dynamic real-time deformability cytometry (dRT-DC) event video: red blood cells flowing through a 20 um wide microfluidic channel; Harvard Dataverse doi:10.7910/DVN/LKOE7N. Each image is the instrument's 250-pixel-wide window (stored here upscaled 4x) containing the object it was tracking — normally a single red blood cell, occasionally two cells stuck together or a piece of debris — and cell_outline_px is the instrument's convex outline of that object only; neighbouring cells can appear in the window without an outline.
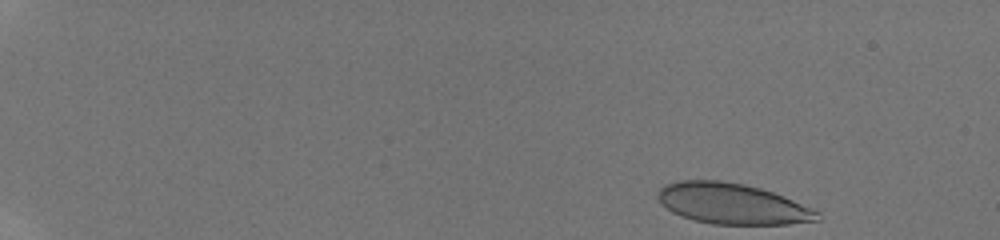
{"species": "human", "species_latin": "Homo sapiens", "temperature_condition": "room temperature", "stored_images_in_passage": 8, "camera_frame_rate_fps": 3000, "um_per_image_px": 0.085, "donor": {"sex": "male"}, "frame": {"image": 1, "passage_image": 1, "time_ms": 0.0, "image_size_px": [1000, 240], "cell_outline_px": [[820, 220], [788, 224], [712, 224], [680, 216], [672, 212], [656, 196], [656, 192], [664, 184], [676, 180], [720, 180], [744, 184], [760, 188], [772, 192], [812, 208], [820, 212]], "centroid_in_image_um": [62.22, 17.31], "position_along_channel_um": 22.8, "area_um2": 37.8}}
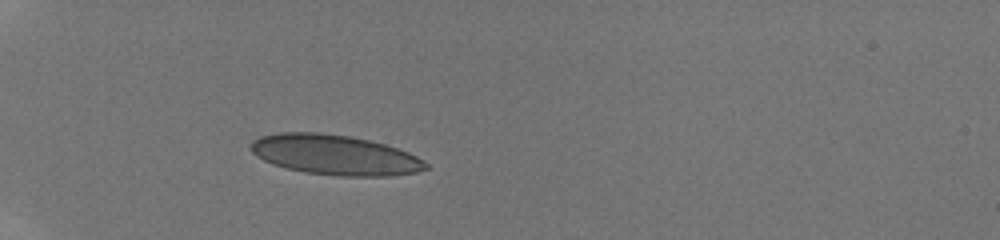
{"frame": {"image": 2, "passage_image": 5, "time_ms": 4.0, "image_size_px": [1000, 240], "cell_outline_px": [[432, 168], [416, 172], [392, 176], [340, 176], [304, 172], [272, 164], [256, 156], [248, 148], [252, 140], [260, 136], [280, 132], [320, 132], [348, 136], [368, 140], [384, 144], [408, 152], [416, 156], [428, 164]], "centroid_in_image_um": [28.45, 13.16], "position_along_channel_um": 56.6, "area_um2": 40.98}}
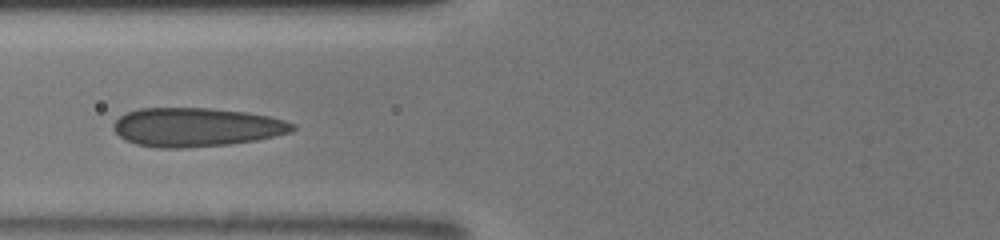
{"frame": {"image": 3, "passage_image": 7, "time_ms": 6.0, "image_size_px": [1000, 240], "cell_outline_px": [[296, 128], [292, 132], [256, 140], [228, 144], [184, 148], [156, 148], [136, 144], [124, 140], [112, 128], [112, 124], [124, 112], [140, 108], [208, 108], [244, 112], [268, 116], [284, 120], [296, 124]], "centroid_in_image_um": [16.65, 10.81], "position_along_channel_um": 109.1, "area_um2": 40.63}}